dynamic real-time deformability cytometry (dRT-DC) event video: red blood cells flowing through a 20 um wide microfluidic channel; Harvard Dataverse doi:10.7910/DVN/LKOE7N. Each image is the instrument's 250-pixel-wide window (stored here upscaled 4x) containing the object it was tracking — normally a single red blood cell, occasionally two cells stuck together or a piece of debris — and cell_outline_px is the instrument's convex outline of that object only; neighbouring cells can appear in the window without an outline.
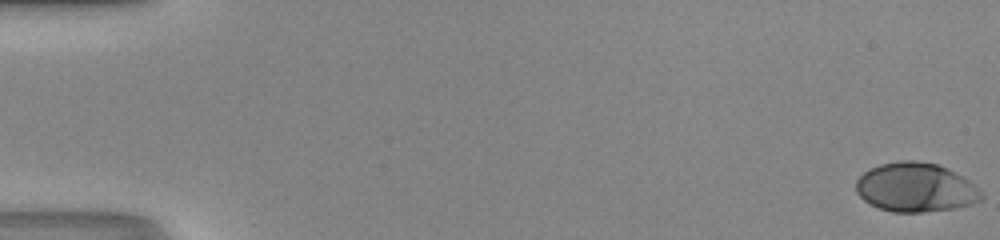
{"species": "human", "species_latin": "Homo sapiens", "temperature_condition": "room temperature", "stored_images_in_passage": 51, "camera_frame_rate_fps": 3000, "um_per_image_px": 0.085, "donor": {"sex": "male"}, "frame": {"image": 1, "passage_image": 1, "time_ms": 0.0, "image_size_px": [1000, 240], "cell_outline_px": [[984, 196], [980, 200], [972, 204], [956, 208], [924, 212], [892, 212], [880, 208], [864, 200], [856, 192], [856, 180], [864, 172], [880, 164], [900, 160], [916, 160], [936, 164], [968, 180]], "centroid_in_image_um": [77.8, 15.94], "position_along_channel_um": 7.2, "area_um2": 35.49}}
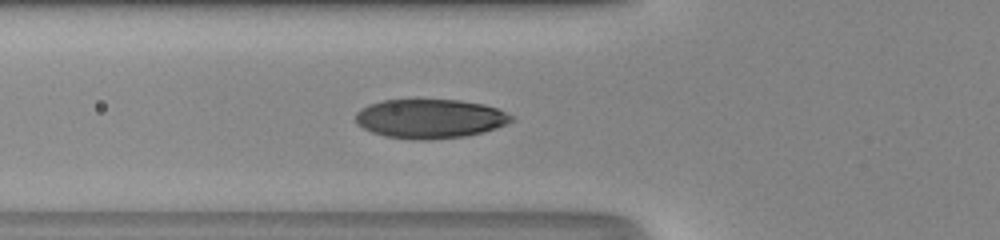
{"frame": {"image": 2, "passage_image": 20, "time_ms": 6.333, "image_size_px": [1000, 240], "cell_outline_px": [[516, 120], [496, 128], [484, 132], [464, 136], [428, 140], [412, 140], [384, 136], [372, 132], [356, 124], [356, 112], [360, 108], [368, 104], [384, 100], [460, 100], [484, 104], [496, 108], [512, 116]], "centroid_in_image_um": [36.54, 10.09], "position_along_channel_um": 89.3, "area_um2": 35.72}}
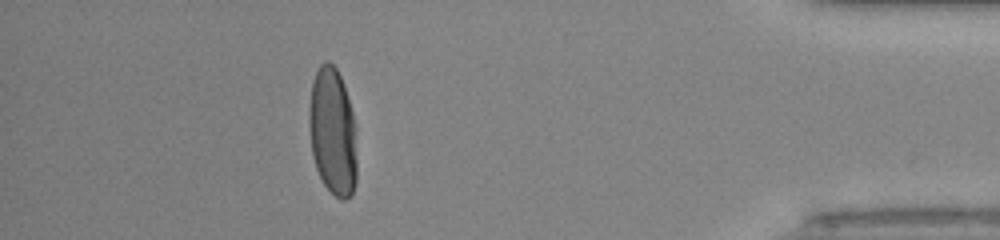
{"frame": {"image": 3, "passage_image": 46, "time_ms": 15.0, "image_size_px": [1000, 240], "cell_outline_px": [[356, 180], [352, 196], [344, 200], [340, 200], [324, 184], [316, 168], [312, 156], [308, 124], [308, 108], [312, 80], [320, 64], [324, 60], [328, 60], [336, 68], [344, 84], [352, 112], [356, 128]], "centroid_in_image_um": [28.27, 11.18], "position_along_channel_um": 406.9, "area_um2": 36.13}, "authors_computed_cell_mechanics": {"area_um2": 35.4892, "velocity_mm_per_s": 4.1968, "shape_relaxation_time_tau1_ms": 3.2876, "shape_relaxation_time_tau2_ms": null, "deformation_change_tau1": 0.1921, "deformation_change_tau2": null}}